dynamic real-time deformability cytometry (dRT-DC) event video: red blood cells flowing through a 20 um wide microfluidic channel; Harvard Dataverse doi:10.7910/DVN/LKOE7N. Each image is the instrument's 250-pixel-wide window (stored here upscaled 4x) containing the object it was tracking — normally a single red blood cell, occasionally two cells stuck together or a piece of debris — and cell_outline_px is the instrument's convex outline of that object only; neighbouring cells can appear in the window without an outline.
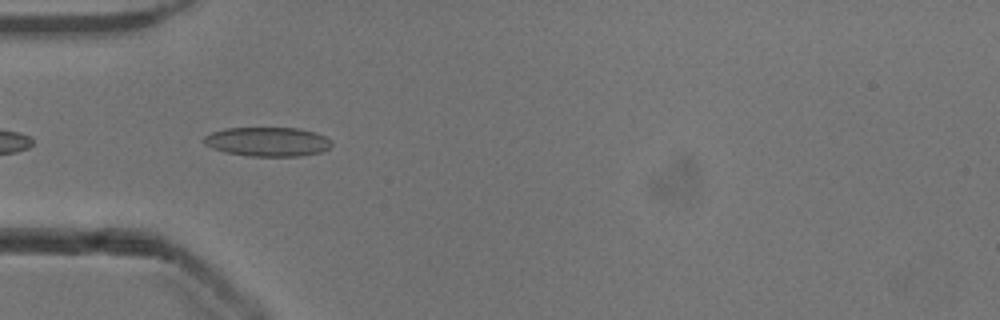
{"species": "common noctule bat (a hibernating species)", "species_latin": "Nyctalus noctula", "temperature_condition": "cold", "stored_images_in_passage": 3, "camera_frame_rate_fps": 3000, "um_per_image_px": 0.085, "animal": {"sex": "male", "body_mass_g": 13.3}, "frame": {"image": 1, "passage_image": 1, "time_ms": 0.0, "image_size_px": [1000, 320], "cell_outline_px": [[332, 144], [328, 148], [320, 152], [300, 156], [248, 156], [228, 152], [212, 148], [204, 144], [204, 136], [212, 132], [224, 128], [300, 128], [324, 136], [332, 140]], "centroid_in_image_um": [22.74, 12.04], "position_along_channel_um": 62.3, "area_um2": 21.62}}